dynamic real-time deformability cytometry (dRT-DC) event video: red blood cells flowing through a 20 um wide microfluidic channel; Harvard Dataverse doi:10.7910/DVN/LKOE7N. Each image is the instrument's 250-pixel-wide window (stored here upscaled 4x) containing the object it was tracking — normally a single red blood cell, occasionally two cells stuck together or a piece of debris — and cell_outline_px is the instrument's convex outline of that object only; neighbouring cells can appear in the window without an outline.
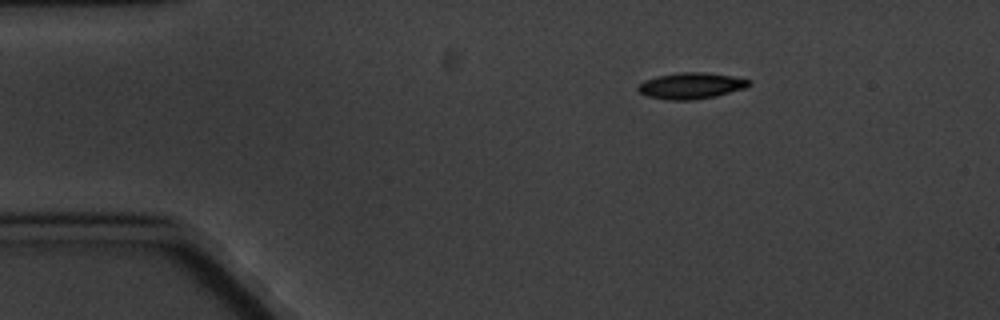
{"species": "common noctule bat (a hibernating species)", "species_latin": "Nyctalus noctula", "temperature_condition": "cold", "stored_images_in_passage": 8, "camera_frame_rate_fps": 3000, "um_per_image_px": 0.085, "animal": {"sex": "male", "body_mass_g": 20.1, "forearm_length_mm": 53.5}, "frame": {"image": 1, "passage_image": 1, "time_ms": 0.0, "image_size_px": [1000, 320], "cell_outline_px": [[752, 84], [744, 88], [716, 96], [692, 100], [668, 100], [648, 96], [640, 92], [636, 88], [644, 80], [656, 76], [676, 72], [704, 72], [732, 76], [752, 80]], "centroid_in_image_um": [58.74, 7.28], "position_along_channel_um": 26.3, "area_um2": 16.99}}
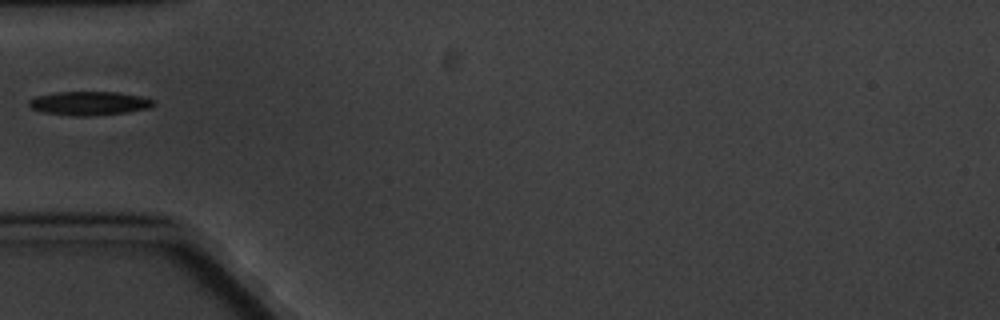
{"frame": {"image": 2, "passage_image": 3, "time_ms": 3.333, "image_size_px": [1000, 320], "cell_outline_px": [[156, 104], [148, 108], [128, 112], [88, 116], [72, 116], [44, 112], [32, 108], [28, 104], [28, 100], [36, 96], [56, 92], [116, 92], [140, 96], [156, 100]], "centroid_in_image_um": [7.6, 8.78], "position_along_channel_um": 77.4, "area_um2": 17.28}}